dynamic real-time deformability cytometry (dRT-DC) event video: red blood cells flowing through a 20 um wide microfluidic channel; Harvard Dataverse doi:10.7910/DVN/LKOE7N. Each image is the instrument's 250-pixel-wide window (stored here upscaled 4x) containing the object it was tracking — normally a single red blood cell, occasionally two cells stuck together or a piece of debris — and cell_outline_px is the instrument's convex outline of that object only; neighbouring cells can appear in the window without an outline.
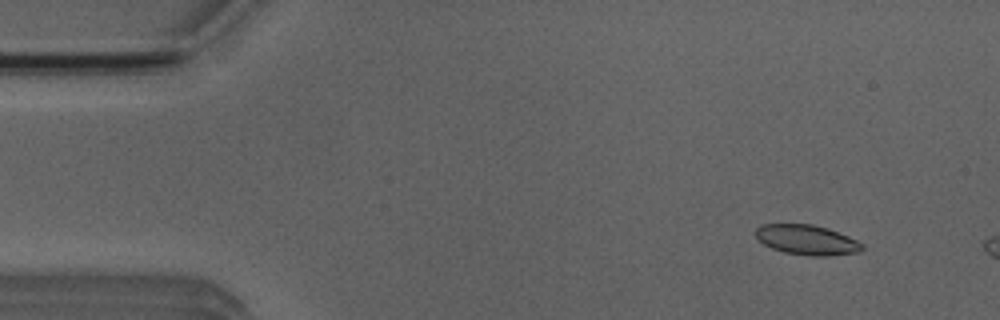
{"species": "Egyptian fruit bat (a non-hibernating species)", "species_latin": "Rousettus aegyptiacus", "temperature_condition": "room temperature", "stored_images_in_passage": 9, "camera_frame_rate_fps": 3000, "um_per_image_px": 0.085, "animal": {"sex": "male"}, "frame": {"image": 1, "passage_image": 4, "time_ms": 1.0, "image_size_px": [1000, 320], "cell_outline_px": [[864, 248], [860, 252], [828, 256], [808, 256], [784, 252], [772, 248], [764, 244], [756, 236], [756, 228], [760, 224], [812, 224], [828, 228], [848, 236], [864, 244]], "centroid_in_image_um": [68.61, 20.39], "position_along_channel_um": 16.4, "area_um2": 18.67}}